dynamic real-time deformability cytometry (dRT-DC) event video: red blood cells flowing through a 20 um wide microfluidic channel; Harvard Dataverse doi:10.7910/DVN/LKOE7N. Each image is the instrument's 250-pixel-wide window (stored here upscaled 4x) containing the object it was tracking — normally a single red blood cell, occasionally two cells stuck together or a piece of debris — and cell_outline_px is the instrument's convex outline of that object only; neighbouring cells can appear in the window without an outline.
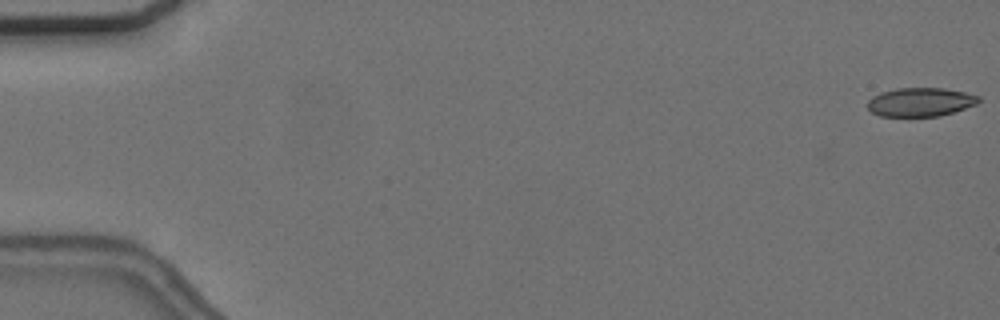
{"species": "common noctule bat (a hibernating species)", "species_latin": "Nyctalus noctula", "temperature_condition": "cold", "stored_images_in_passage": 57, "camera_frame_rate_fps": 3000, "um_per_image_px": 0.085, "animal": {"sex": "female", "body_mass_g": 24.6, "forearm_length_mm": 56.2}, "frame": {"image": 1, "passage_image": 1, "time_ms": 0.0, "image_size_px": [1000, 320], "cell_outline_px": [[980, 100], [976, 104], [940, 116], [880, 116], [872, 112], [868, 108], [868, 100], [872, 96], [880, 92], [896, 88], [944, 88], [964, 92], [980, 96]], "centroid_in_image_um": [78.21, 8.66], "position_along_channel_um": 6.8, "area_um2": 18.55}}
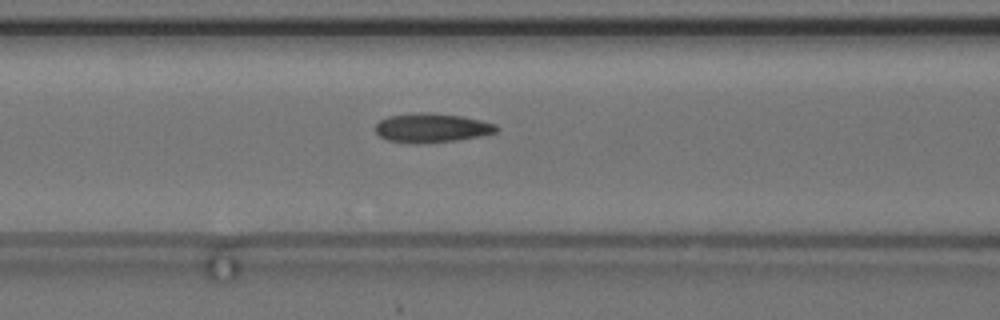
{"frame": {"image": 2, "passage_image": 24, "time_ms": 7.667, "image_size_px": [1000, 320], "cell_outline_px": [[500, 128], [496, 132], [480, 136], [456, 140], [420, 144], [412, 144], [388, 140], [380, 136], [376, 132], [376, 124], [380, 120], [388, 116], [416, 112], [428, 112], [460, 116], [480, 120], [496, 124]], "centroid_in_image_um": [36.69, 10.87], "position_along_channel_um": 129.9, "area_um2": 20.63}}
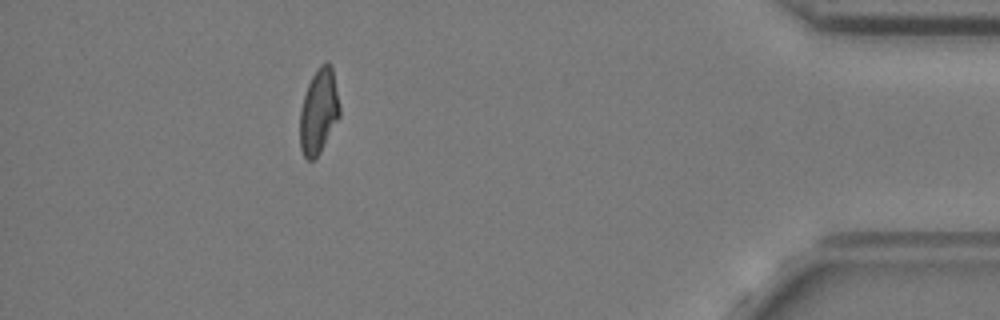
{"frame": {"image": 3, "passage_image": 51, "time_ms": 16.667, "image_size_px": [1000, 320], "cell_outline_px": [[340, 116], [316, 160], [308, 160], [304, 156], [300, 148], [300, 108], [308, 84], [312, 76], [320, 64], [328, 60], [332, 64], [340, 108]], "centroid_in_image_um": [27.1, 9.46], "position_along_channel_um": 408.1, "area_um2": 19.88}, "authors_computed_cell_mechanics": {"area_um2": 20.1144, "velocity_mm_per_s": 3.673, "shape_relaxation_time_tau1_ms": 7.6096, "shape_relaxation_time_tau2_ms": 2.2, "deformation_change_tau1": 0.1768, "deformation_change_tau2": 0.0882}}